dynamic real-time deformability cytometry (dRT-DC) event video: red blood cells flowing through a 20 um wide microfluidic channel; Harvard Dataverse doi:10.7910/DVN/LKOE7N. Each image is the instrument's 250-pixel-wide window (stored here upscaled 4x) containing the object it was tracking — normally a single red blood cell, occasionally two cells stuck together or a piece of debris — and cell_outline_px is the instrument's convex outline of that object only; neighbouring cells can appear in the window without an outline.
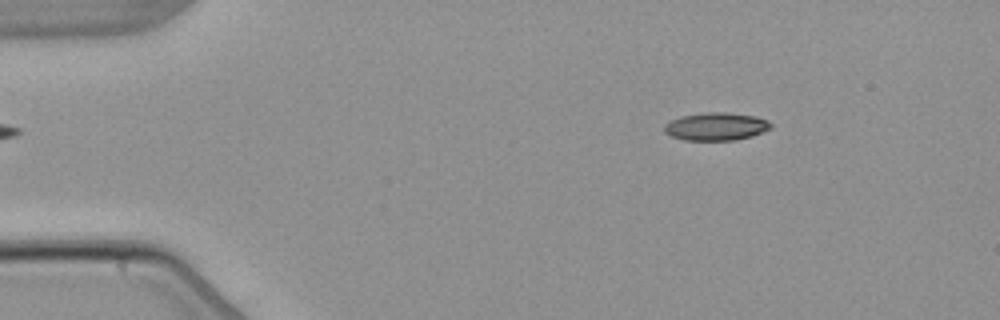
{"species": "common noctule bat (a hibernating species)", "species_latin": "Nyctalus noctula", "temperature_condition": "warm", "stored_images_in_passage": 3, "camera_frame_rate_fps": 3000, "um_per_image_px": 0.085, "animal": {"sex": "male", "body_mass_g": 21.5, "forearm_length_mm": 52.0}, "frame": {"image": 1, "passage_image": 1, "time_ms": 0.0, "image_size_px": [1000, 320], "cell_outline_px": [[772, 128], [752, 136], [736, 140], [684, 140], [672, 136], [664, 132], [664, 124], [680, 116], [704, 112], [728, 112], [756, 116], [768, 120], [772, 124]], "centroid_in_image_um": [60.88, 10.74], "position_along_channel_um": 24.1, "area_um2": 17.46}}